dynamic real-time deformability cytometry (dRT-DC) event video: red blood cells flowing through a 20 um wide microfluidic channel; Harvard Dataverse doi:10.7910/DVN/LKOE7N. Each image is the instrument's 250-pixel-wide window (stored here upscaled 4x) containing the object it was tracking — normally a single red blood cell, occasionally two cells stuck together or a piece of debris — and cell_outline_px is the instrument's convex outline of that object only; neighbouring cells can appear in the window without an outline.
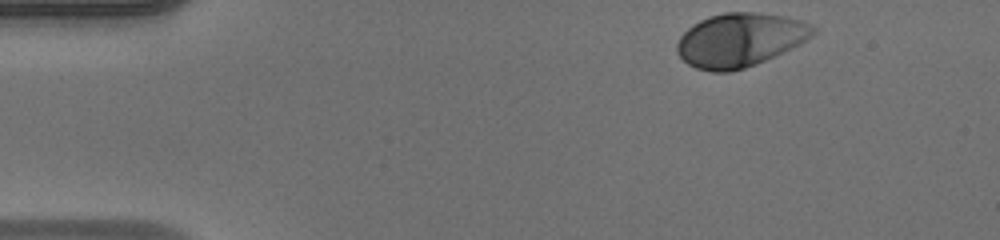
{"species": "human", "species_latin": "Homo sapiens", "temperature_condition": "warm", "stored_images_in_passage": 36, "camera_frame_rate_fps": 3000, "um_per_image_px": 0.085, "donor": {"sex": "male"}, "frame": {"image": 1, "passage_image": 1, "time_ms": 0.0, "image_size_px": [1000, 240], "cell_outline_px": [[816, 32], [812, 36], [800, 44], [756, 64], [744, 68], [728, 72], [712, 72], [696, 68], [688, 64], [676, 52], [676, 44], [680, 36], [688, 28], [700, 20], [708, 16], [724, 12], [756, 12], [784, 16], [800, 20], [812, 24], [816, 28]], "centroid_in_image_um": [62.89, 3.39], "position_along_channel_um": 22.1, "area_um2": 42.6}}
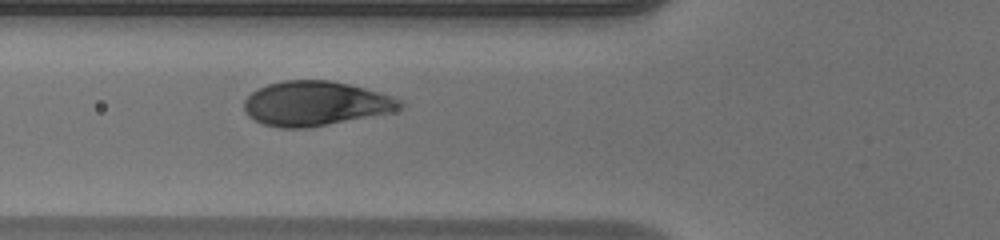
{"frame": {"image": 2, "passage_image": 13, "time_ms": 4.0, "image_size_px": [1000, 240], "cell_outline_px": [[404, 104], [400, 108], [392, 112], [308, 128], [280, 128], [264, 124], [248, 116], [244, 108], [244, 100], [252, 92], [268, 84], [284, 80], [328, 80], [348, 84], [380, 92], [392, 96], [400, 100]], "centroid_in_image_um": [26.81, 8.8], "position_along_channel_um": 99.0, "area_um2": 40.23}}
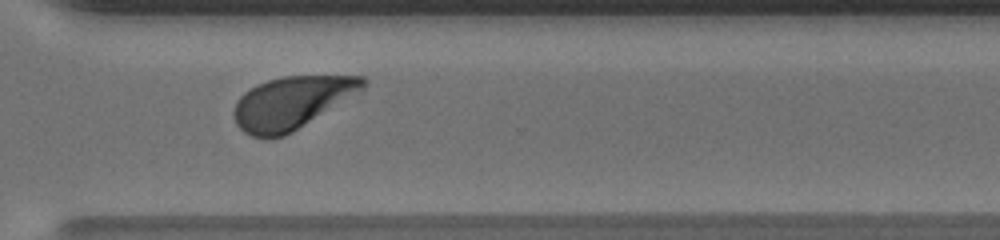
{"frame": {"image": 3, "passage_image": 31, "time_ms": 10.0, "image_size_px": [1000, 240], "cell_outline_px": [[368, 80], [364, 88], [360, 92], [292, 132], [284, 136], [272, 140], [268, 140], [252, 136], [244, 132], [236, 124], [232, 112], [236, 100], [244, 92], [268, 80], [284, 76], [364, 76]], "centroid_in_image_um": [24.78, 8.75], "position_along_channel_um": 345.8, "area_um2": 39.59}, "authors_computed_cell_mechanics": {"area_um2": 40.5178, "velocity_mm_per_s": 4.1126, "shape_relaxation_time_tau1_ms": 1.7606, "shape_relaxation_time_tau2_ms": null, "deformation_change_tau1": 0.139, "deformation_change_tau2": null}}